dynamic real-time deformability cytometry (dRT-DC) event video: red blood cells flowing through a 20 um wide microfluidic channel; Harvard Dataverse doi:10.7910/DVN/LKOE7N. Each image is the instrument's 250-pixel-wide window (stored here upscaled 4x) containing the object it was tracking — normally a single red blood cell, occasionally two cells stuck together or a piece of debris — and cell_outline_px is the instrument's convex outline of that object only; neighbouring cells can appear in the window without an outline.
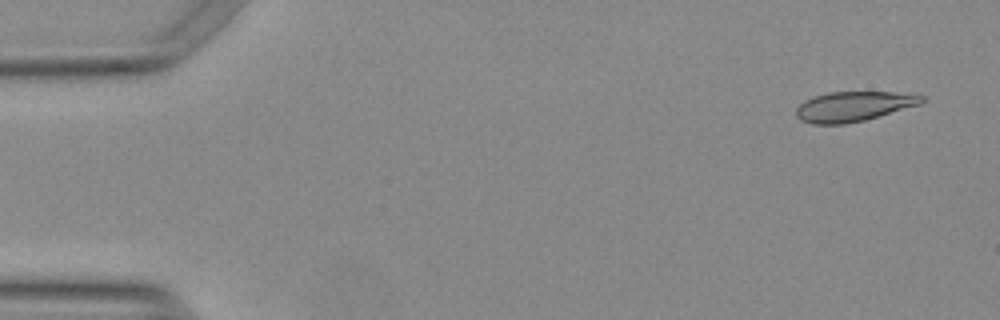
{"species": "Egyptian fruit bat (a non-hibernating species)", "species_latin": "Rousettus aegyptiacus", "temperature_condition": "warm", "stored_images_in_passage": 54, "camera_frame_rate_fps": 3000, "um_per_image_px": 0.085, "animal": {"sex": "female"}, "frame": {"image": 1, "passage_image": 3, "time_ms": 0.667, "image_size_px": [1000, 320], "cell_outline_px": [[924, 100], [920, 104], [864, 120], [844, 124], [812, 124], [800, 120], [796, 116], [796, 108], [804, 100], [812, 96], [828, 92], [892, 92], [924, 96]], "centroid_in_image_um": [72.48, 9.04], "position_along_channel_um": 12.5, "area_um2": 21.73}}
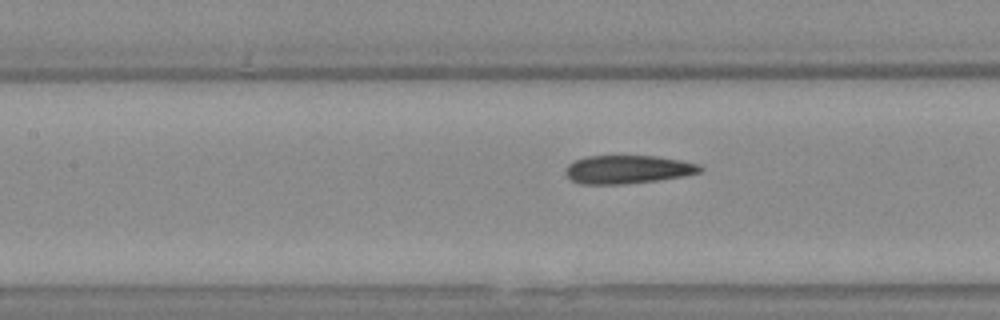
{"frame": {"image": 2, "passage_image": 24, "time_ms": 7.667, "image_size_px": [1000, 320], "cell_outline_px": [[704, 168], [700, 172], [684, 176], [656, 180], [620, 184], [580, 184], [572, 180], [564, 172], [564, 168], [572, 160], [588, 156], [656, 156], [680, 160], [700, 164]], "centroid_in_image_um": [53.33, 14.39], "position_along_channel_um": 154.1, "area_um2": 22.25}}
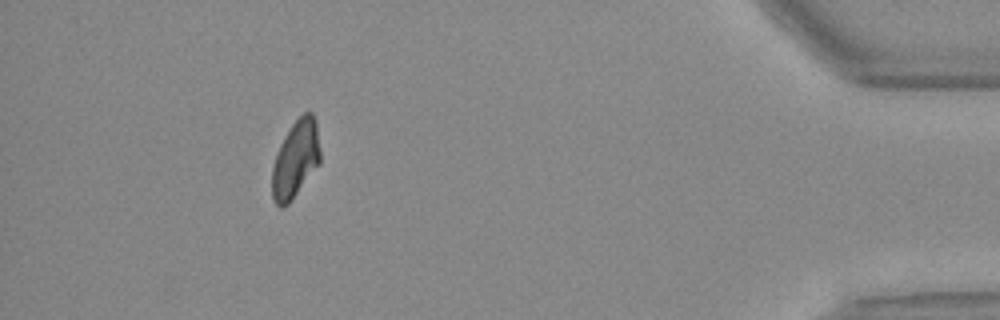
{"frame": {"image": 3, "passage_image": 49, "time_ms": 16.0, "image_size_px": [1000, 320], "cell_outline_px": [[320, 164], [292, 200], [284, 208], [280, 208], [272, 200], [272, 168], [276, 152], [284, 136], [292, 124], [304, 112], [312, 112], [316, 120], [320, 152]], "centroid_in_image_um": [25.12, 13.56], "position_along_channel_um": 410.1, "area_um2": 21.96}, "authors_computed_cell_mechanics": {"area_um2": 22.3686, "velocity_mm_per_s": 3.7808, "shape_relaxation_time_tau1_ms": null, "shape_relaxation_time_tau2_ms": 3.3834, "deformation_change_tau1": null, "deformation_change_tau2": 0.0869}}